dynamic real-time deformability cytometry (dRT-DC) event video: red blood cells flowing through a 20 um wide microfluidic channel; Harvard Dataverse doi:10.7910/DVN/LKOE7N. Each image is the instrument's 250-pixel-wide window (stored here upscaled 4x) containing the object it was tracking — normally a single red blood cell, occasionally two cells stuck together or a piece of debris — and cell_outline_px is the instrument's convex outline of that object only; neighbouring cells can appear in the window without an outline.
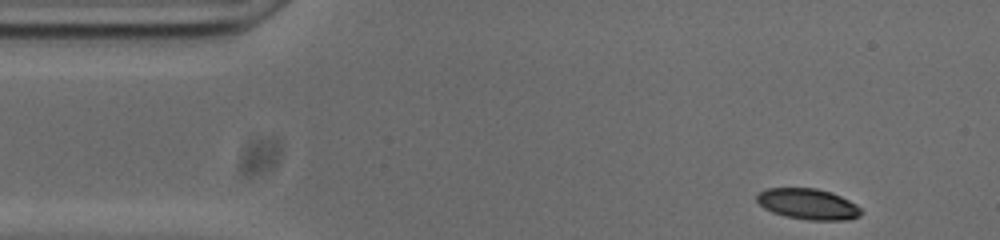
{"species": "common noctule bat (a hibernating species)", "species_latin": "Nyctalus noctula", "temperature_condition": "cold", "stored_images_in_passage": 50, "camera_frame_rate_fps": 3000, "um_per_image_px": 0.085, "animal": {"sex": "male", "body_mass_g": 20.0, "forearm_length_mm": 53.3}, "frame": {"image": 1, "passage_image": 1, "time_ms": 0.0, "image_size_px": [1000, 240], "cell_outline_px": [[864, 212], [860, 216], [848, 220], [808, 220], [784, 216], [772, 212], [764, 208], [756, 200], [756, 196], [760, 192], [768, 188], [816, 188], [832, 192], [856, 204]], "centroid_in_image_um": [68.7, 17.35], "position_along_channel_um": 16.3, "area_um2": 18.84}}
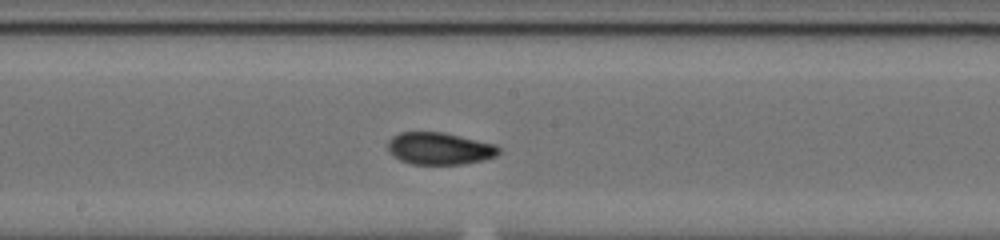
{"frame": {"image": 2, "passage_image": 23, "time_ms": 7.333, "image_size_px": [1000, 240], "cell_outline_px": [[500, 152], [496, 156], [484, 160], [464, 164], [412, 164], [400, 160], [388, 148], [388, 140], [392, 136], [400, 132], [444, 132], [496, 144], [500, 148]], "centroid_in_image_um": [37.4, 12.62], "position_along_channel_um": 210.8, "area_um2": 20.81}}
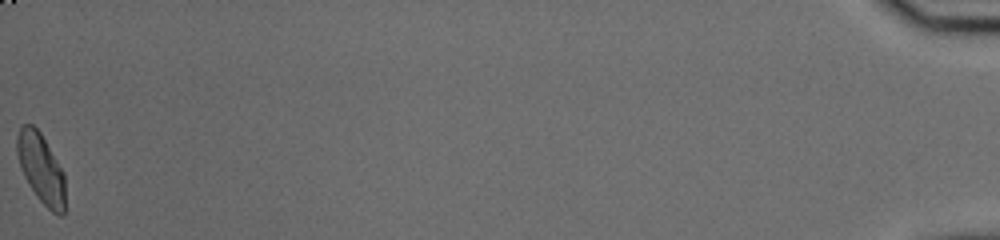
{"frame": {"image": 3, "passage_image": 50, "time_ms": 16.333, "image_size_px": [1000, 240], "cell_outline_px": [[64, 216], [60, 216], [52, 212], [36, 196], [28, 184], [20, 168], [16, 152], [16, 136], [20, 124], [32, 124], [40, 132], [64, 172]], "centroid_in_image_um": [3.46, 14.3], "position_along_channel_um": 431.7, "area_um2": 19.71}, "authors_computed_cell_mechanics": {"area_um2": 19.9699, "velocity_mm_per_s": 3.7253, "shape_relaxation_time_tau1_ms": 3.7736, "shape_relaxation_time_tau2_ms": 1.5979, "deformation_change_tau1": 0.1631, "deformation_change_tau2": 0.0658}}